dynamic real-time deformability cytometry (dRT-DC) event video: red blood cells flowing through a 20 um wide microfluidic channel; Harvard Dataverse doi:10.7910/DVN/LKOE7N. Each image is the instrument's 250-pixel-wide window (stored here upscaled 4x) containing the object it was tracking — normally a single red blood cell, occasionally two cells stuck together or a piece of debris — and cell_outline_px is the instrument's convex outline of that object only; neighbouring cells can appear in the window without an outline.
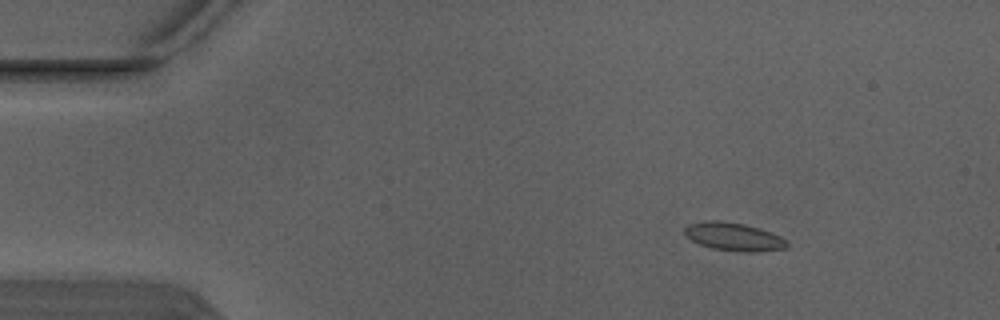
{"species": "Egyptian fruit bat (a non-hibernating species)", "species_latin": "Rousettus aegyptiacus", "temperature_condition": "warm", "stored_images_in_passage": 4, "camera_frame_rate_fps": 3000, "um_per_image_px": 0.085, "animal": {"sex": "male"}, "frame": {"image": 1, "passage_image": 1, "time_ms": 0.0, "image_size_px": [1000, 320], "cell_outline_px": [[788, 244], [784, 248], [756, 252], [748, 252], [712, 248], [700, 244], [684, 236], [684, 228], [688, 224], [704, 220], [720, 220], [744, 224], [760, 228], [780, 236], [788, 240]], "centroid_in_image_um": [62.34, 20.1], "position_along_channel_um": 22.7, "area_um2": 16.82}}
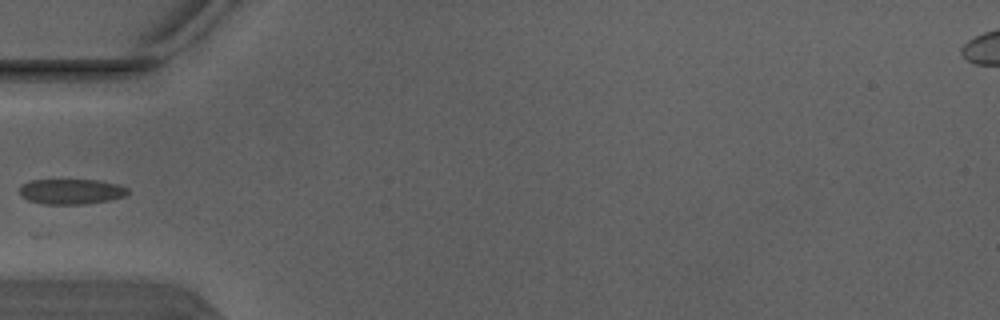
{"frame": {"image": 2, "passage_image": 4, "time_ms": 1.0, "image_size_px": [1000, 320], "cell_outline_px": [[128, 192], [124, 196], [108, 200], [84, 204], [44, 204], [28, 200], [20, 196], [20, 184], [28, 180], [100, 180], [120, 184], [128, 188]], "centroid_in_image_um": [6.03, 16.27], "position_along_channel_um": 79.0, "area_um2": 16.07}}